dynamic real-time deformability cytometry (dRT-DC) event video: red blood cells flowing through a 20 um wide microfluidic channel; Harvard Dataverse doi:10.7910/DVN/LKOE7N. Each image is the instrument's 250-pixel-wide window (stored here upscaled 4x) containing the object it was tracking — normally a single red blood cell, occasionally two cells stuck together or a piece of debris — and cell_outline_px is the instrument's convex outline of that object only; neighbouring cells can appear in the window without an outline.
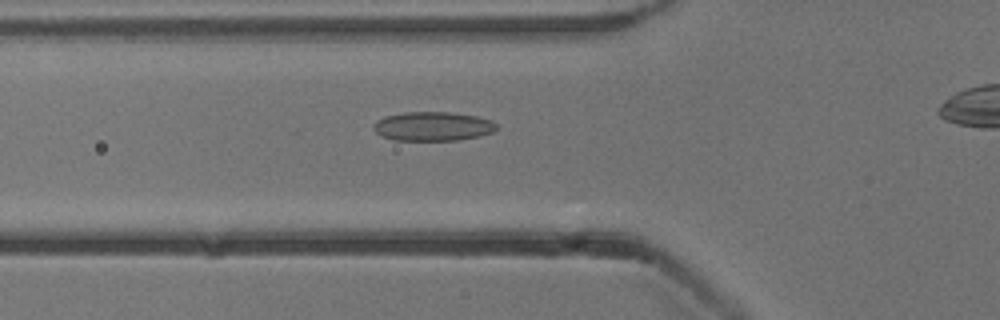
{"species": "common noctule bat (a hibernating species)", "species_latin": "Nyctalus noctula", "temperature_condition": "cold", "stored_images_in_passage": 41, "camera_frame_rate_fps": 3000, "um_per_image_px": 0.085, "animal": {"sex": "male", "body_mass_g": 13.3}, "frame": {"image": 1, "passage_image": 13, "time_ms": 4.0, "image_size_px": [1000, 320], "cell_outline_px": [[500, 128], [492, 132], [480, 136], [456, 140], [392, 140], [380, 136], [372, 128], [372, 124], [376, 120], [384, 116], [404, 112], [452, 112], [476, 116], [492, 120]], "centroid_in_image_um": [36.77, 10.73], "position_along_channel_um": 89.0, "area_um2": 21.15}}
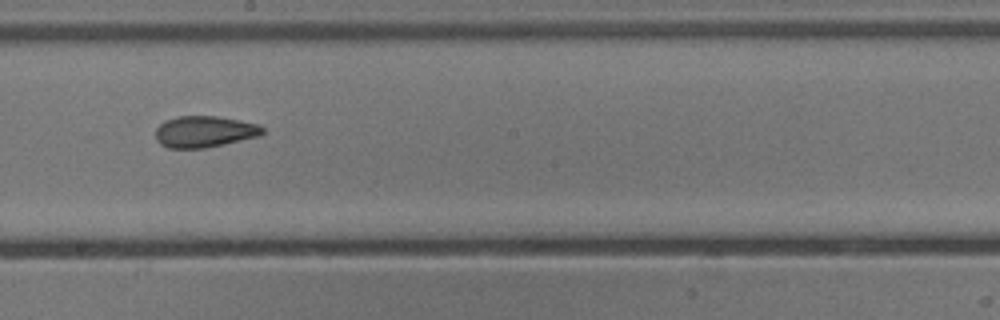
{"frame": {"image": 2, "passage_image": 24, "time_ms": 7.667, "image_size_px": [1000, 320], "cell_outline_px": [[264, 132], [256, 136], [224, 144], [204, 148], [168, 148], [160, 144], [156, 140], [156, 128], [164, 120], [176, 116], [216, 116], [240, 120], [260, 124], [264, 128]], "centroid_in_image_um": [17.35, 11.18], "position_along_channel_um": 230.9, "area_um2": 19.59}}
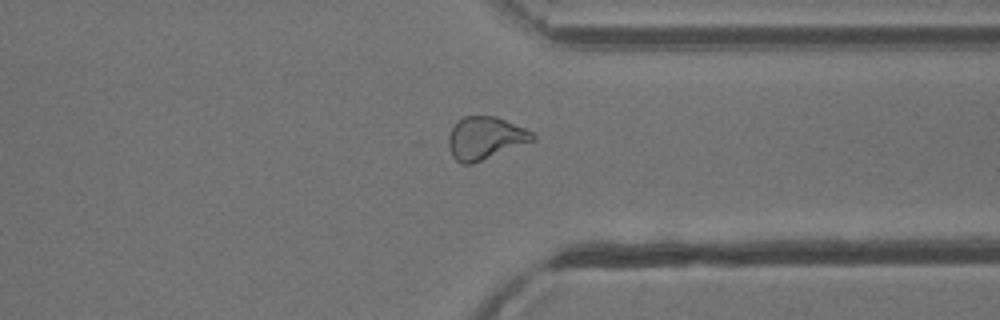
{"frame": {"image": 3, "passage_image": 35, "time_ms": 11.333, "image_size_px": [1000, 320], "cell_outline_px": [[536, 140], [472, 164], [460, 164], [452, 156], [448, 148], [448, 136], [452, 128], [464, 116], [496, 116], [524, 128], [532, 132], [536, 136]], "centroid_in_image_um": [41.24, 11.75], "position_along_channel_um": 370.2, "area_um2": 20.87}, "authors_computed_cell_mechanics": {"area_um2": 20.5768, "velocity_mm_per_s": 3.8329, "shape_relaxation_time_tau1_ms": null, "shape_relaxation_time_tau2_ms": 3.1067, "deformation_change_tau1": null, "deformation_change_tau2": 0.1016}}